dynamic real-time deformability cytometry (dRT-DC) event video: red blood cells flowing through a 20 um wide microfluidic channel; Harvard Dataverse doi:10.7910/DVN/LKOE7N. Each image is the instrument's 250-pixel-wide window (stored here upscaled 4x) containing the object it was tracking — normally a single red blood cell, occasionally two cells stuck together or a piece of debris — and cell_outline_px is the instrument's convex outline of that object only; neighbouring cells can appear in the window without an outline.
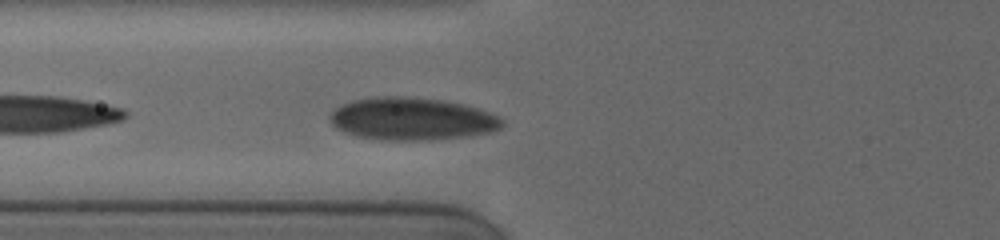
{"species": "human", "species_latin": "Homo sapiens", "temperature_condition": "cold", "stored_images_in_passage": 19, "camera_frame_rate_fps": 3000, "um_per_image_px": 0.085, "donor": {"sex": "female"}, "frame": {"image": 1, "passage_image": 5, "time_ms": 1.0, "image_size_px": [1000, 240], "cell_outline_px": [[504, 124], [500, 128], [492, 132], [464, 136], [428, 140], [388, 140], [360, 136], [344, 132], [336, 128], [332, 124], [328, 116], [340, 104], [356, 100], [384, 96], [396, 96], [444, 100], [464, 104], [492, 112], [504, 120]], "centroid_in_image_um": [35.05, 10.1], "position_along_channel_um": 90.8, "area_um2": 42.54}}
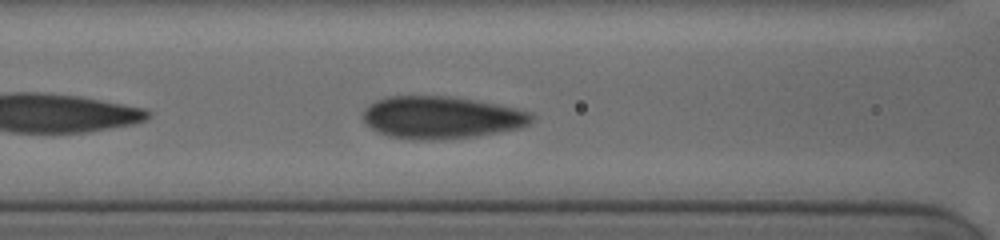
{"frame": {"image": 2, "passage_image": 10, "time_ms": 2.0, "image_size_px": [1000, 240], "cell_outline_px": [[532, 120], [528, 124], [520, 128], [476, 136], [444, 140], [412, 140], [388, 136], [376, 132], [368, 128], [364, 124], [364, 108], [376, 100], [388, 96], [448, 96], [472, 100], [512, 108], [528, 112], [532, 116]], "centroid_in_image_um": [37.41, 10.01], "position_along_channel_um": 129.2, "area_um2": 41.56}}
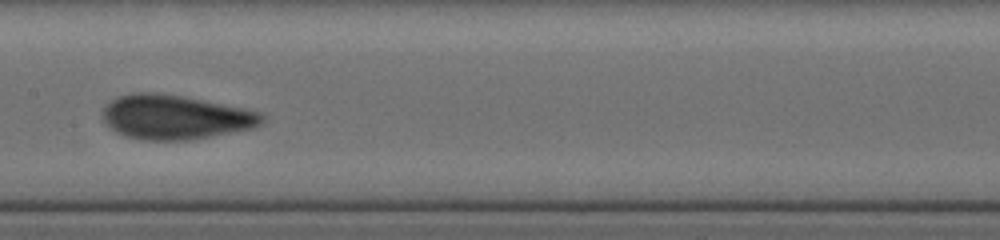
{"frame": {"image": 3, "passage_image": 18, "time_ms": 3.667, "image_size_px": [1000, 240], "cell_outline_px": [[264, 120], [256, 128], [192, 140], [140, 140], [116, 132], [100, 116], [104, 108], [112, 100], [120, 96], [132, 92], [152, 92], [180, 96], [244, 108], [260, 112], [264, 116]], "centroid_in_image_um": [14.91, 9.97], "position_along_channel_um": 192.5, "area_um2": 41.1}}